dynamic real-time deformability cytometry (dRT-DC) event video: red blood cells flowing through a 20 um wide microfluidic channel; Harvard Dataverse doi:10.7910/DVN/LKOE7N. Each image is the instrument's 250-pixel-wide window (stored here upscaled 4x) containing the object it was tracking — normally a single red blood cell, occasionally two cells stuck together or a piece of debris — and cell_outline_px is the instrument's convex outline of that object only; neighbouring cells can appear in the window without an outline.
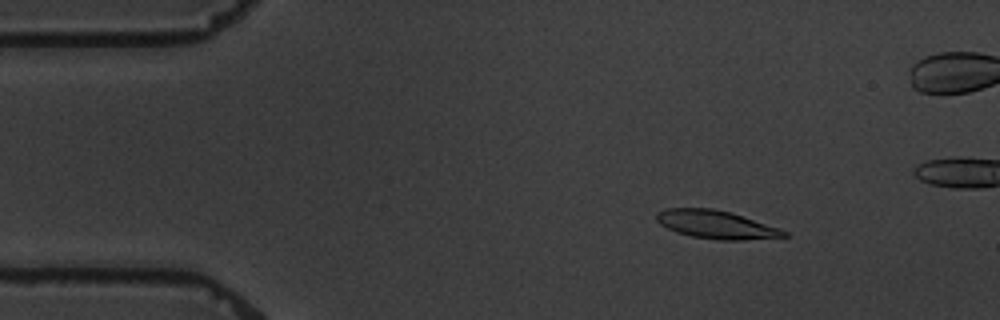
{"species": "common noctule bat (a hibernating species)", "species_latin": "Nyctalus noctula", "temperature_condition": "warm", "stored_images_in_passage": 6, "camera_frame_rate_fps": 3000, "um_per_image_px": 0.085, "animal": {"sex": "male", "body_mass_g": 19.5, "forearm_length_mm": 54.6}, "frame": {"image": 1, "passage_image": 3, "time_ms": 2.0, "image_size_px": [1000, 320], "cell_outline_px": [[788, 236], [744, 240], [716, 240], [692, 236], [676, 232], [660, 224], [656, 220], [656, 212], [664, 208], [712, 208], [728, 212], [780, 228], [788, 232]], "centroid_in_image_um": [60.84, 19.09], "position_along_channel_um": 24.2, "area_um2": 20.81}}